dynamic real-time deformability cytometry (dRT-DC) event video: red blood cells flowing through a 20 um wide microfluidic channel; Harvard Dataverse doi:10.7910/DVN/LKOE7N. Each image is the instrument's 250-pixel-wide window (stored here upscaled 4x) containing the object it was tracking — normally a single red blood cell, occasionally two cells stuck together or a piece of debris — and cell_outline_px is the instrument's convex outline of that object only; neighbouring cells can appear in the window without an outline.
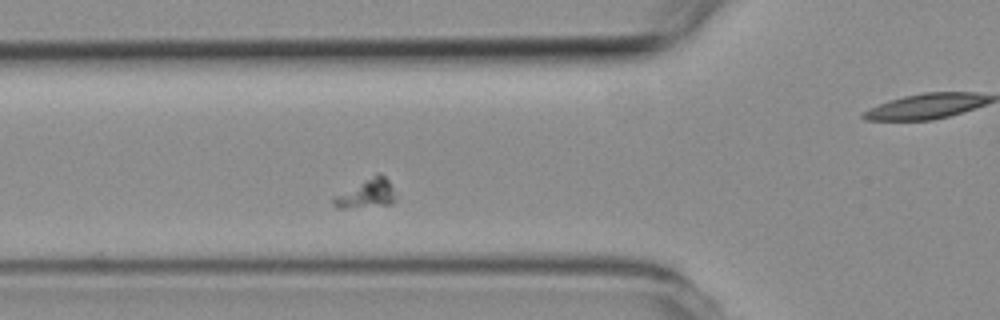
{"species": "common noctule bat (a hibernating species)", "species_latin": "Nyctalus noctula", "temperature_condition": "room temperature", "stored_images_in_passage": 3, "camera_frame_rate_fps": 3000, "um_per_image_px": 0.085, "animal": {"sex": "female", "body_mass_g": 19.3, "forearm_length_mm": 54.1}, "frame": {"image": 1, "passage_image": 2, "time_ms": 1.0, "image_size_px": [1000, 320], "cell_outline_px": [[400, 196], [392, 204], [344, 208], [336, 208], [332, 204], [332, 196], [376, 172], [380, 172], [388, 180]], "centroid_in_image_um": [31.19, 16.43], "position_along_channel_um": 94.6, "area_um2": 11.04}}